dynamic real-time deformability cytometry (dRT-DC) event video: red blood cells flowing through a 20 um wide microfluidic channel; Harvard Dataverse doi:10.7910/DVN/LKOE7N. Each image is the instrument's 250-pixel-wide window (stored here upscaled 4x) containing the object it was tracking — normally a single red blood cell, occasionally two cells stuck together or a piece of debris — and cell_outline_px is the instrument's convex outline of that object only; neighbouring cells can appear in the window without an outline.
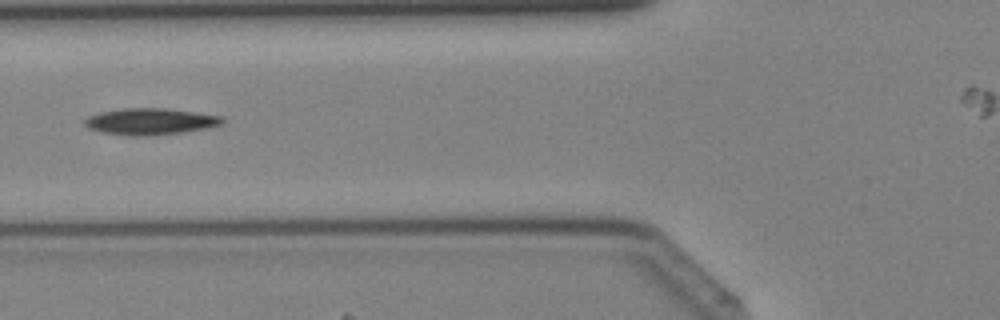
{"species": "Egyptian fruit bat (a non-hibernating species)", "species_latin": "Rousettus aegyptiacus", "temperature_condition": "cold", "stored_images_in_passage": 34, "camera_frame_rate_fps": 3000, "um_per_image_px": 0.085, "animal": {"sex": "female"}, "frame": {"image": 1, "passage_image": 13, "time_ms": 4.0, "image_size_px": [1000, 320], "cell_outline_px": [[224, 124], [208, 128], [184, 132], [152, 136], [132, 136], [100, 132], [88, 128], [84, 124], [84, 120], [88, 116], [100, 112], [124, 108], [164, 108], [224, 116]], "centroid_in_image_um": [12.8, 10.33], "position_along_channel_um": 113.0, "area_um2": 21.5}}
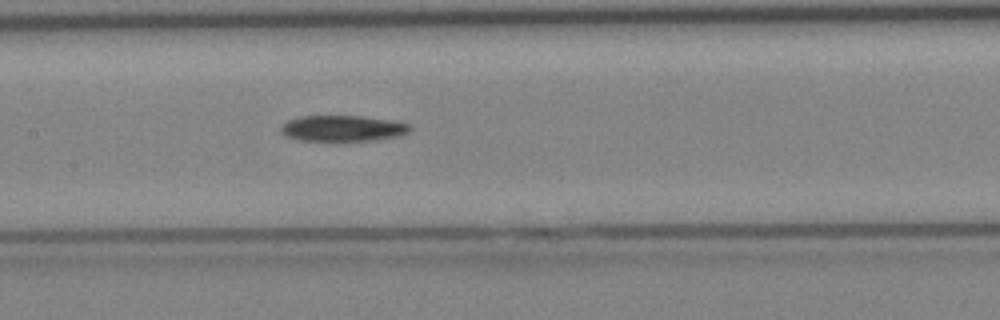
{"frame": {"image": 2, "passage_image": 17, "time_ms": 5.333, "image_size_px": [1000, 320], "cell_outline_px": [[412, 128], [408, 132], [396, 136], [376, 140], [296, 140], [280, 132], [280, 128], [288, 120], [300, 116], [364, 116], [392, 120], [412, 124]], "centroid_in_image_um": [29.15, 10.89], "position_along_channel_um": 178.2, "area_um2": 19.42}}
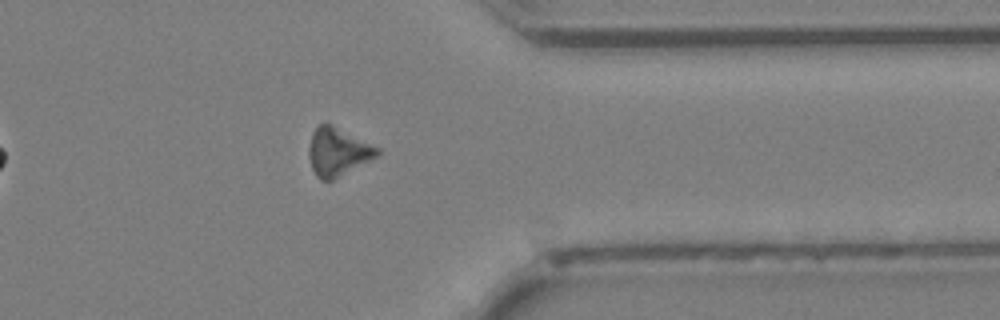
{"frame": {"image": 3, "passage_image": 30, "time_ms": 9.667, "image_size_px": [1000, 320], "cell_outline_px": [[380, 156], [332, 180], [320, 180], [316, 176], [312, 168], [308, 156], [308, 152], [312, 132], [320, 124], [332, 124], [380, 148]], "centroid_in_image_um": [28.73, 12.91], "position_along_channel_um": 382.7, "area_um2": 19.25}}